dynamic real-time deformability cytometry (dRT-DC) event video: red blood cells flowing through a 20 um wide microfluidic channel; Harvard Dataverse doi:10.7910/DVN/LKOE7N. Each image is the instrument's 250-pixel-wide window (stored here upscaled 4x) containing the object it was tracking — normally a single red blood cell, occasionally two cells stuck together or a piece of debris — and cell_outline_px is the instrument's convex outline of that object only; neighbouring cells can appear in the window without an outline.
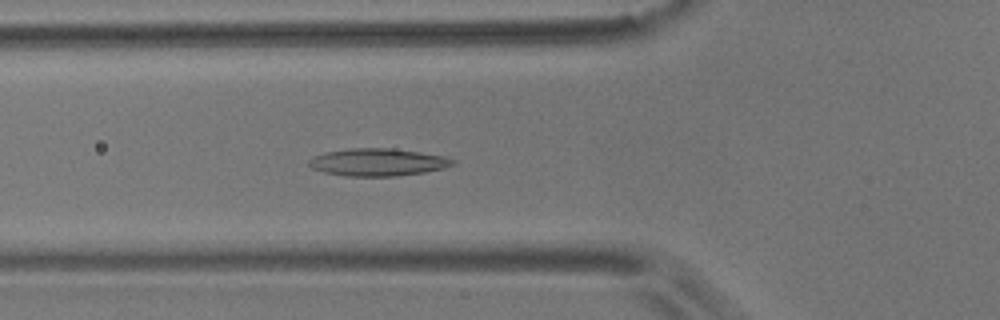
{"species": "common noctule bat (a hibernating species)", "species_latin": "Nyctalus noctula", "temperature_condition": "room temperature", "stored_images_in_passage": 56, "camera_frame_rate_fps": 3000, "um_per_image_px": 0.085, "animal": {"sex": "male", "body_mass_g": 17.9}, "frame": {"image": 1, "passage_image": 20, "time_ms": 6.333, "image_size_px": [1000, 320], "cell_outline_px": [[456, 164], [444, 168], [424, 172], [396, 176], [344, 176], [324, 172], [312, 168], [308, 164], [308, 160], [312, 156], [324, 152], [352, 148], [392, 148], [420, 152], [444, 156], [456, 160]], "centroid_in_image_um": [32.11, 13.78], "position_along_channel_um": 93.7, "area_um2": 23.18}}
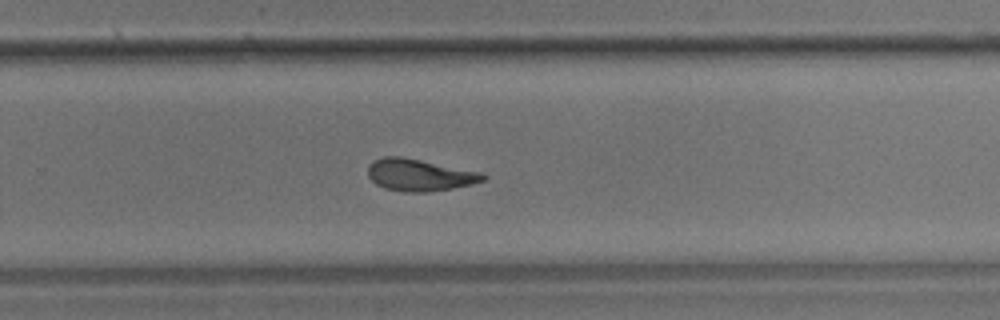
{"frame": {"image": 2, "passage_image": 37, "time_ms": 12.0, "image_size_px": [1000, 320], "cell_outline_px": [[488, 176], [484, 180], [472, 184], [452, 188], [424, 192], [404, 192], [384, 188], [376, 184], [368, 176], [368, 164], [384, 156], [400, 156], [484, 172]], "centroid_in_image_um": [35.68, 14.87], "position_along_channel_um": 294.1, "area_um2": 21.5}}
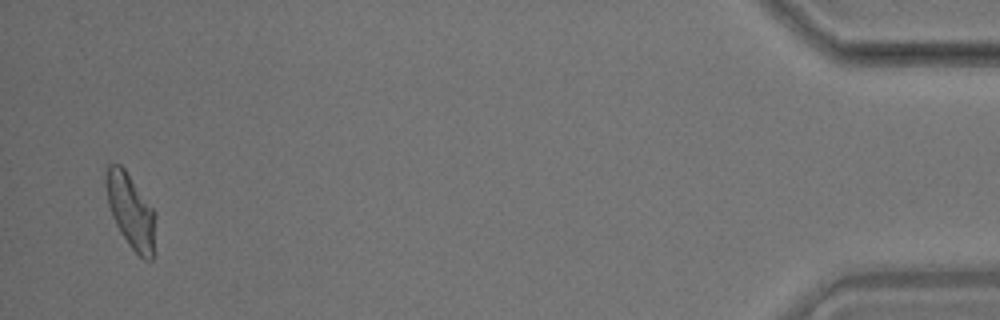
{"frame": {"image": 3, "passage_image": 55, "time_ms": 18.0, "image_size_px": [1000, 320], "cell_outline_px": [[156, 216], [152, 260], [144, 260], [128, 244], [120, 232], [112, 216], [108, 204], [108, 164], [120, 164], [124, 168], [156, 212]], "centroid_in_image_um": [11.16, 17.99], "position_along_channel_um": 424.0, "area_um2": 20.87}, "authors_computed_cell_mechanics": {"area_um2": 21.5305, "velocity_mm_per_s": 3.5378, "shape_relaxation_time_tau1_ms": 10.4916, "shape_relaxation_time_tau2_ms": 2.7317, "deformation_change_tau1": 0.2187, "deformation_change_tau2": 0.0936}}